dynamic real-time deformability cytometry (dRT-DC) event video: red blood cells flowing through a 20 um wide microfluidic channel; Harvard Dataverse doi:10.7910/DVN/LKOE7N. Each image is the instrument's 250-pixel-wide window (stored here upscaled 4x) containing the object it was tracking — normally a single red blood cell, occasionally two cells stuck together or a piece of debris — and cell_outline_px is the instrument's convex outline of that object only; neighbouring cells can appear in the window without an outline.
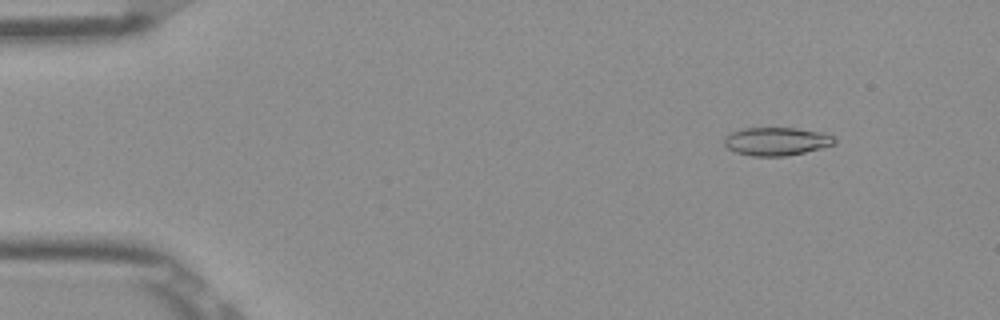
{"species": "Egyptian fruit bat (a non-hibernating species)", "species_latin": "Rousettus aegyptiacus", "temperature_condition": "room temperature", "stored_images_in_passage": 52, "camera_frame_rate_fps": 3000, "um_per_image_px": 0.085, "frame": {"image": 1, "passage_image": 6, "time_ms": 1.667, "image_size_px": [1000, 320], "cell_outline_px": [[836, 144], [804, 152], [784, 156], [752, 156], [736, 152], [728, 148], [724, 144], [724, 136], [732, 132], [744, 128], [796, 128], [824, 132], [832, 136], [836, 140]], "centroid_in_image_um": [66.0, 12.01], "position_along_channel_um": 19.0, "area_um2": 18.09}}
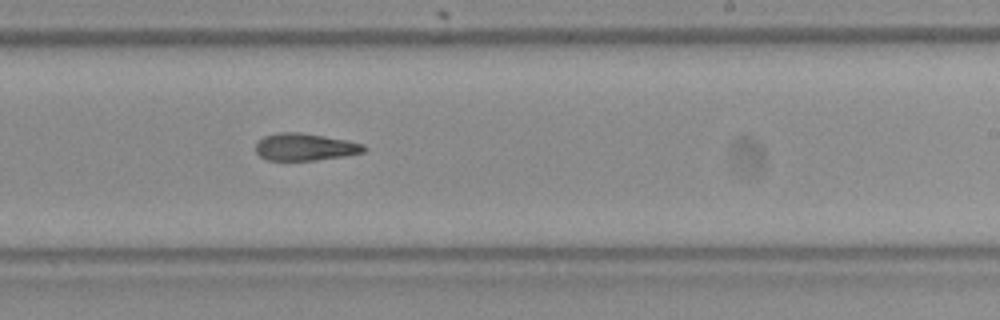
{"frame": {"image": 2, "passage_image": 32, "time_ms": 10.333, "image_size_px": [1000, 320], "cell_outline_px": [[368, 148], [364, 152], [344, 156], [316, 160], [268, 160], [260, 156], [256, 152], [256, 140], [264, 136], [276, 132], [300, 132], [348, 140], [364, 144]], "centroid_in_image_um": [25.92, 12.48], "position_along_channel_um": 263.1, "area_um2": 17.34}}
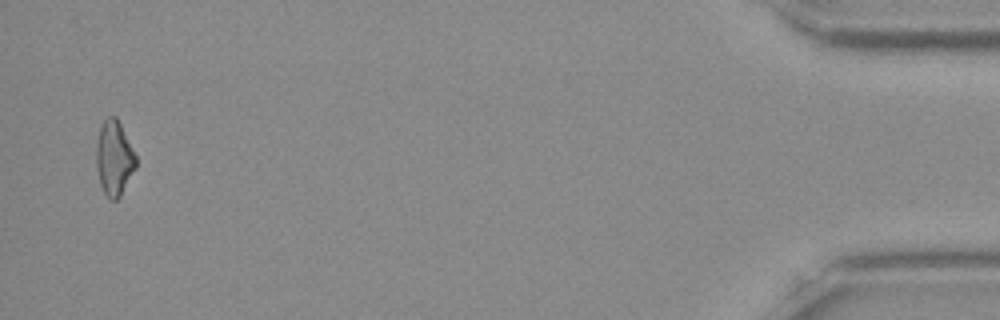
{"frame": {"image": 3, "passage_image": 51, "time_ms": 16.667, "image_size_px": [1000, 320], "cell_outline_px": [[136, 168], [120, 196], [116, 200], [108, 200], [100, 184], [96, 164], [96, 140], [100, 124], [108, 116], [116, 116], [136, 156]], "centroid_in_image_um": [9.68, 13.44], "position_along_channel_um": 425.5, "area_um2": 17.34}, "authors_computed_cell_mechanics": {"area_um2": 17.7446, "velocity_mm_per_s": 3.9156, "shape_relaxation_time_tau1_ms": null, "shape_relaxation_time_tau2_ms": 5.8434, "deformation_change_tau1": null, "deformation_change_tau2": 0.1592}}